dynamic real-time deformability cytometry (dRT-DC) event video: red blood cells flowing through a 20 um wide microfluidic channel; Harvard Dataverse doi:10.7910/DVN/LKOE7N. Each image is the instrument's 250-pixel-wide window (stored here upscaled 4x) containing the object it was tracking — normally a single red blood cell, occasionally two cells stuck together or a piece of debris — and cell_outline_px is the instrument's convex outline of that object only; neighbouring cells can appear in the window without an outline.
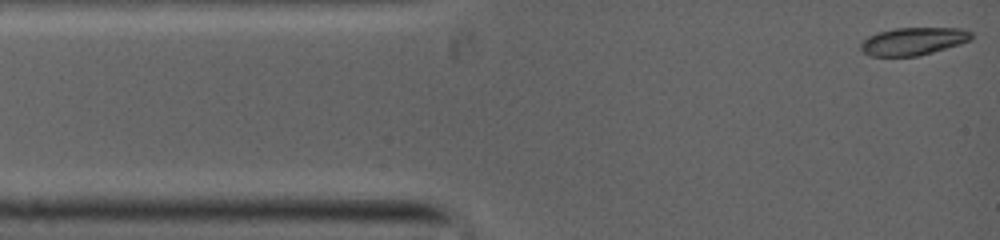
{"species": "common noctule bat (a hibernating species)", "species_latin": "Nyctalus noctula", "temperature_condition": "warm", "stored_images_in_passage": 50, "camera_frame_rate_fps": 5000, "um_per_image_px": 0.085, "animal": {"sex": "female", "body_mass_g": 19.0, "forearm_length_mm": 53.3}, "frame": {"image": 1, "passage_image": 1, "time_ms": 0.0, "image_size_px": [1000, 240], "cell_outline_px": [[972, 36], [968, 40], [932, 52], [916, 56], [872, 56], [864, 52], [860, 48], [860, 44], [868, 36], [880, 32], [896, 28], [956, 28], [972, 32]], "centroid_in_image_um": [77.57, 3.5], "position_along_channel_um": 7.4, "area_um2": 17.34}}
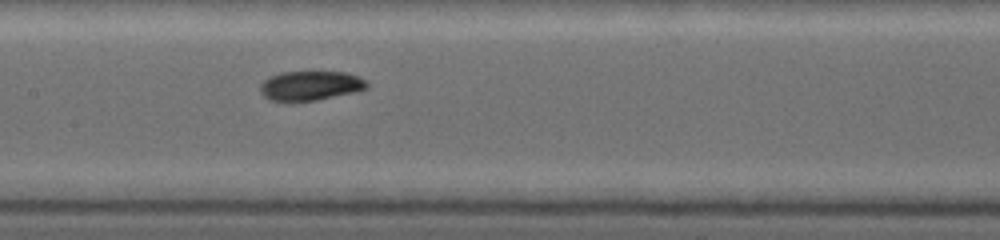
{"frame": {"image": 2, "passage_image": 21, "time_ms": 5.2, "image_size_px": [1000, 240], "cell_outline_px": [[368, 84], [364, 88], [348, 92], [312, 100], [272, 100], [264, 96], [260, 92], [260, 84], [268, 76], [280, 72], [344, 72], [356, 76], [364, 80]], "centroid_in_image_um": [26.27, 7.25], "position_along_channel_um": 181.1, "area_um2": 17.51}}
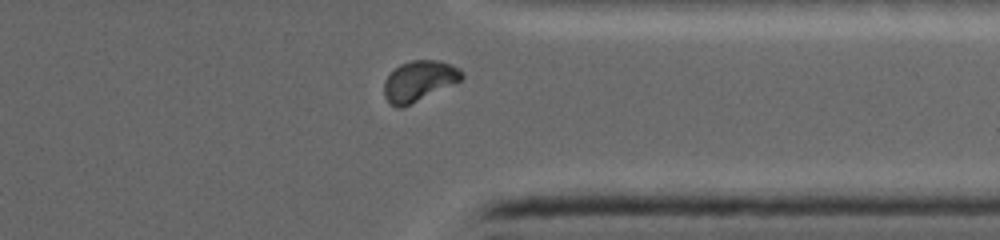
{"frame": {"image": 3, "passage_image": 43, "time_ms": 9.6, "image_size_px": [1000, 240], "cell_outline_px": [[464, 76], [460, 80], [400, 108], [396, 108], [384, 96], [384, 80], [400, 64], [412, 60], [436, 60], [448, 64], [456, 68]], "centroid_in_image_um": [35.56, 6.87], "position_along_channel_um": 375.8, "area_um2": 17.51}}